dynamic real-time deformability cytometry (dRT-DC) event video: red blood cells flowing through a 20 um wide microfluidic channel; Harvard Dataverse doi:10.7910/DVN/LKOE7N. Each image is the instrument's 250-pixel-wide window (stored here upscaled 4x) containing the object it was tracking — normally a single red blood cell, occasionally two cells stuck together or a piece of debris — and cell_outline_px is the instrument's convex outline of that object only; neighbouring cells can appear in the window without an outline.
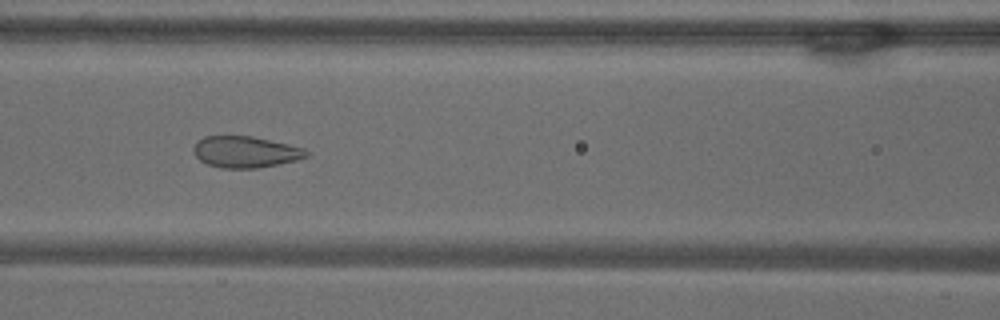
{"species": "common noctule bat (a hibernating species)", "species_latin": "Nyctalus noctula", "temperature_condition": "warm", "stored_images_in_passage": 43, "camera_frame_rate_fps": 3000, "um_per_image_px": 0.085, "animal": {"sex": "male", "body_mass_g": 18.8}, "frame": {"image": 1, "passage_image": 21, "time_ms": 6.667, "image_size_px": [1000, 320], "cell_outline_px": [[308, 156], [296, 160], [256, 168], [224, 168], [208, 164], [200, 160], [196, 156], [192, 148], [204, 136], [252, 136], [288, 144], [304, 148], [308, 152]], "centroid_in_image_um": [20.86, 12.91], "position_along_channel_um": 145.7, "area_um2": 20.35}}
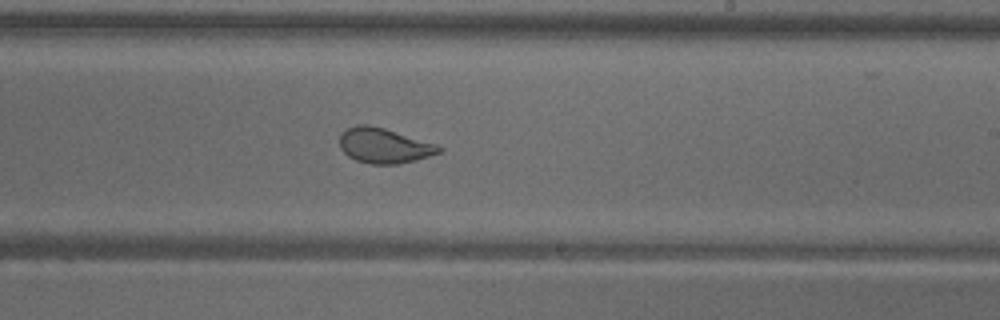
{"frame": {"image": 2, "passage_image": 30, "time_ms": 9.667, "image_size_px": [1000, 320], "cell_outline_px": [[444, 148], [440, 152], [416, 160], [396, 164], [372, 164], [356, 160], [348, 156], [340, 148], [340, 132], [356, 124], [368, 124], [384, 128], [436, 144]], "centroid_in_image_um": [32.62, 12.37], "position_along_channel_um": 256.4, "area_um2": 20.23}}
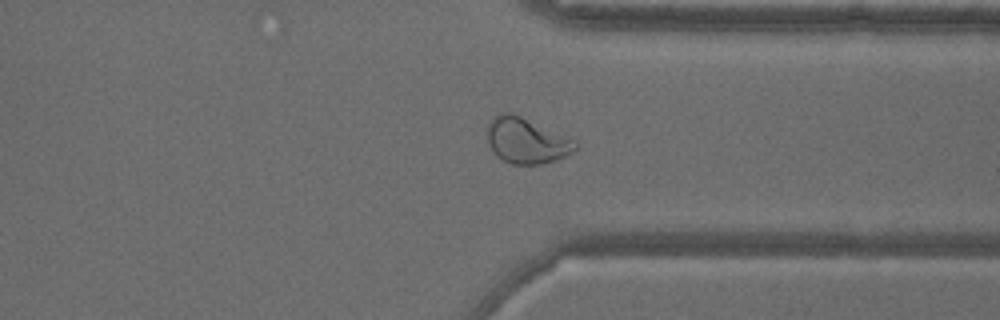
{"frame": {"image": 3, "passage_image": 39, "time_ms": 12.667, "image_size_px": [1000, 320], "cell_outline_px": [[580, 148], [556, 160], [540, 164], [512, 164], [496, 156], [488, 144], [488, 124], [492, 116], [500, 112], [512, 112], [572, 140], [580, 144]], "centroid_in_image_um": [44.71, 11.95], "position_along_channel_um": 366.7, "area_um2": 23.18}}